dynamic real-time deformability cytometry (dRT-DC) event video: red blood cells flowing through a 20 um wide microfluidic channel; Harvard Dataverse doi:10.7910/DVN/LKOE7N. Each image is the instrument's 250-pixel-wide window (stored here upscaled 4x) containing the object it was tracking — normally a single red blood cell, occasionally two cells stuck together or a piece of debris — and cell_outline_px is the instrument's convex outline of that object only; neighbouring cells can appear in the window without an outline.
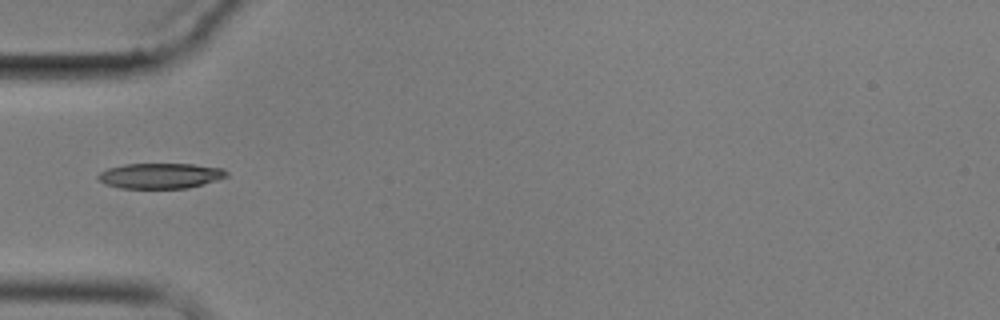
{"species": "common noctule bat (a hibernating species)", "species_latin": "Nyctalus noctula", "temperature_condition": "cold", "stored_images_in_passage": 11, "camera_frame_rate_fps": 3000, "um_per_image_px": 0.085, "animal": {"sex": "male", "body_mass_g": 17.9}, "frame": {"image": 1, "passage_image": 1, "time_ms": 0.0, "image_size_px": [1000, 320], "cell_outline_px": [[228, 176], [216, 180], [188, 188], [120, 188], [104, 184], [96, 176], [100, 172], [108, 168], [124, 164], [192, 164], [224, 168], [228, 172]], "centroid_in_image_um": [13.63, 14.94], "position_along_channel_um": 71.4, "area_um2": 19.02}}
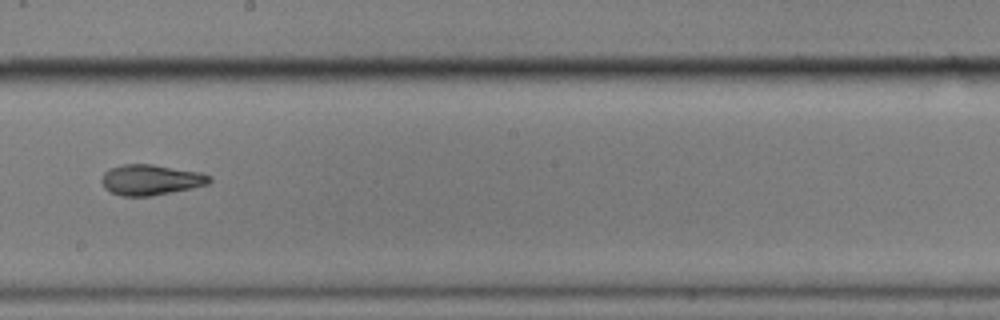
{"frame": {"image": 2, "passage_image": 5, "time_ms": 4.667, "image_size_px": [1000, 320], "cell_outline_px": [[212, 180], [208, 184], [148, 196], [120, 196], [104, 188], [100, 180], [104, 172], [108, 168], [124, 164], [152, 164], [204, 172], [212, 176]], "centroid_in_image_um": [12.8, 15.26], "position_along_channel_um": 235.4, "area_um2": 19.25}}
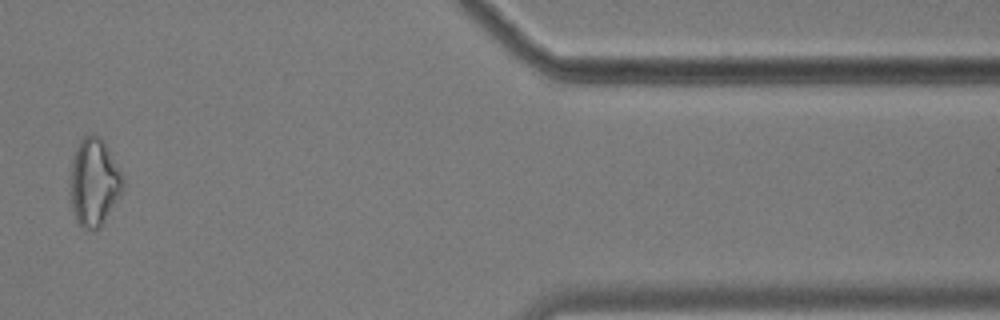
{"frame": {"image": 3, "passage_image": 10, "time_ms": 10.667, "image_size_px": [1000, 320], "cell_outline_px": [[124, 188], [100, 228], [92, 232], [84, 228], [76, 220], [72, 208], [72, 160], [76, 148], [80, 140], [84, 136], [92, 132], [104, 144], [120, 172], [124, 180]], "centroid_in_image_um": [8.0, 15.54], "position_along_channel_um": 403.4, "area_um2": 26.13}}